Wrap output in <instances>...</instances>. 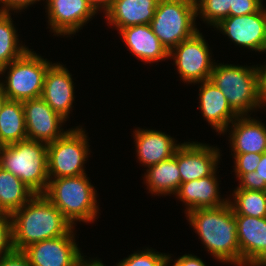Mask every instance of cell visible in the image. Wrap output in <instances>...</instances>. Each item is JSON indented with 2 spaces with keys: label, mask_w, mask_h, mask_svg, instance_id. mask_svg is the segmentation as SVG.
I'll list each match as a JSON object with an SVG mask.
<instances>
[{
  "label": "cell",
  "mask_w": 266,
  "mask_h": 266,
  "mask_svg": "<svg viewBox=\"0 0 266 266\" xmlns=\"http://www.w3.org/2000/svg\"><path fill=\"white\" fill-rule=\"evenodd\" d=\"M27 139L22 102L7 100L0 112V143L10 145Z\"/></svg>",
  "instance_id": "cb8c5ba5"
},
{
  "label": "cell",
  "mask_w": 266,
  "mask_h": 266,
  "mask_svg": "<svg viewBox=\"0 0 266 266\" xmlns=\"http://www.w3.org/2000/svg\"><path fill=\"white\" fill-rule=\"evenodd\" d=\"M260 259H266V253Z\"/></svg>",
  "instance_id": "ee69618b"
},
{
  "label": "cell",
  "mask_w": 266,
  "mask_h": 266,
  "mask_svg": "<svg viewBox=\"0 0 266 266\" xmlns=\"http://www.w3.org/2000/svg\"><path fill=\"white\" fill-rule=\"evenodd\" d=\"M34 195L20 178L0 166V204L8 214L19 210Z\"/></svg>",
  "instance_id": "d4e9b609"
},
{
  "label": "cell",
  "mask_w": 266,
  "mask_h": 266,
  "mask_svg": "<svg viewBox=\"0 0 266 266\" xmlns=\"http://www.w3.org/2000/svg\"><path fill=\"white\" fill-rule=\"evenodd\" d=\"M159 0H113L105 13L107 23L120 29L150 24Z\"/></svg>",
  "instance_id": "7402d4cb"
},
{
  "label": "cell",
  "mask_w": 266,
  "mask_h": 266,
  "mask_svg": "<svg viewBox=\"0 0 266 266\" xmlns=\"http://www.w3.org/2000/svg\"><path fill=\"white\" fill-rule=\"evenodd\" d=\"M171 255H166L163 266H169L170 262L173 260L171 259ZM172 266H182L177 260H175L174 264Z\"/></svg>",
  "instance_id": "ab89813d"
},
{
  "label": "cell",
  "mask_w": 266,
  "mask_h": 266,
  "mask_svg": "<svg viewBox=\"0 0 266 266\" xmlns=\"http://www.w3.org/2000/svg\"><path fill=\"white\" fill-rule=\"evenodd\" d=\"M82 266H105L101 260L99 259H90V260H85L83 263H82Z\"/></svg>",
  "instance_id": "f35d334b"
},
{
  "label": "cell",
  "mask_w": 266,
  "mask_h": 266,
  "mask_svg": "<svg viewBox=\"0 0 266 266\" xmlns=\"http://www.w3.org/2000/svg\"><path fill=\"white\" fill-rule=\"evenodd\" d=\"M132 55L145 63L169 60V51L153 33L150 24L129 26L119 30Z\"/></svg>",
  "instance_id": "ffe728a7"
},
{
  "label": "cell",
  "mask_w": 266,
  "mask_h": 266,
  "mask_svg": "<svg viewBox=\"0 0 266 266\" xmlns=\"http://www.w3.org/2000/svg\"><path fill=\"white\" fill-rule=\"evenodd\" d=\"M0 166L20 178L35 194H44L49 184L47 144L23 140L2 147Z\"/></svg>",
  "instance_id": "5b68a950"
},
{
  "label": "cell",
  "mask_w": 266,
  "mask_h": 266,
  "mask_svg": "<svg viewBox=\"0 0 266 266\" xmlns=\"http://www.w3.org/2000/svg\"><path fill=\"white\" fill-rule=\"evenodd\" d=\"M144 183L151 194L162 196L178 191L181 184V175L178 169V148L174 156L148 167L144 173Z\"/></svg>",
  "instance_id": "603a6c76"
},
{
  "label": "cell",
  "mask_w": 266,
  "mask_h": 266,
  "mask_svg": "<svg viewBox=\"0 0 266 266\" xmlns=\"http://www.w3.org/2000/svg\"><path fill=\"white\" fill-rule=\"evenodd\" d=\"M201 142H184L178 147L181 183L201 179L217 171L220 149Z\"/></svg>",
  "instance_id": "5bb4252c"
},
{
  "label": "cell",
  "mask_w": 266,
  "mask_h": 266,
  "mask_svg": "<svg viewBox=\"0 0 266 266\" xmlns=\"http://www.w3.org/2000/svg\"><path fill=\"white\" fill-rule=\"evenodd\" d=\"M233 0H195L196 13L210 26L219 24L223 19L229 17L230 6Z\"/></svg>",
  "instance_id": "83f0119b"
},
{
  "label": "cell",
  "mask_w": 266,
  "mask_h": 266,
  "mask_svg": "<svg viewBox=\"0 0 266 266\" xmlns=\"http://www.w3.org/2000/svg\"><path fill=\"white\" fill-rule=\"evenodd\" d=\"M209 79L222 91L238 116L249 115L263 107L257 65L247 67L215 62Z\"/></svg>",
  "instance_id": "277c9868"
},
{
  "label": "cell",
  "mask_w": 266,
  "mask_h": 266,
  "mask_svg": "<svg viewBox=\"0 0 266 266\" xmlns=\"http://www.w3.org/2000/svg\"><path fill=\"white\" fill-rule=\"evenodd\" d=\"M14 250L66 235L73 225L44 195L35 194L19 210L11 214Z\"/></svg>",
  "instance_id": "7a4b0ae2"
},
{
  "label": "cell",
  "mask_w": 266,
  "mask_h": 266,
  "mask_svg": "<svg viewBox=\"0 0 266 266\" xmlns=\"http://www.w3.org/2000/svg\"><path fill=\"white\" fill-rule=\"evenodd\" d=\"M88 141L84 128L78 126L47 144L49 180L86 174L84 164L90 155Z\"/></svg>",
  "instance_id": "ba28073f"
},
{
  "label": "cell",
  "mask_w": 266,
  "mask_h": 266,
  "mask_svg": "<svg viewBox=\"0 0 266 266\" xmlns=\"http://www.w3.org/2000/svg\"><path fill=\"white\" fill-rule=\"evenodd\" d=\"M196 17L195 0H159L150 26L170 51L199 31Z\"/></svg>",
  "instance_id": "52a82bcc"
},
{
  "label": "cell",
  "mask_w": 266,
  "mask_h": 266,
  "mask_svg": "<svg viewBox=\"0 0 266 266\" xmlns=\"http://www.w3.org/2000/svg\"><path fill=\"white\" fill-rule=\"evenodd\" d=\"M236 188L256 191H266V152L261 154V160L255 171L242 174Z\"/></svg>",
  "instance_id": "f1b7e54d"
},
{
  "label": "cell",
  "mask_w": 266,
  "mask_h": 266,
  "mask_svg": "<svg viewBox=\"0 0 266 266\" xmlns=\"http://www.w3.org/2000/svg\"><path fill=\"white\" fill-rule=\"evenodd\" d=\"M216 171L205 178L181 183L176 198L185 203V213L200 208H215L228 202L221 199Z\"/></svg>",
  "instance_id": "44dd1931"
},
{
  "label": "cell",
  "mask_w": 266,
  "mask_h": 266,
  "mask_svg": "<svg viewBox=\"0 0 266 266\" xmlns=\"http://www.w3.org/2000/svg\"><path fill=\"white\" fill-rule=\"evenodd\" d=\"M48 28L54 36L78 33L97 14L87 0H46Z\"/></svg>",
  "instance_id": "4fadbf2b"
},
{
  "label": "cell",
  "mask_w": 266,
  "mask_h": 266,
  "mask_svg": "<svg viewBox=\"0 0 266 266\" xmlns=\"http://www.w3.org/2000/svg\"><path fill=\"white\" fill-rule=\"evenodd\" d=\"M51 64L49 60L28 49L21 57L0 68L1 76L7 71L6 79H0V90L8 100L23 102L40 98L45 73Z\"/></svg>",
  "instance_id": "8992f818"
},
{
  "label": "cell",
  "mask_w": 266,
  "mask_h": 266,
  "mask_svg": "<svg viewBox=\"0 0 266 266\" xmlns=\"http://www.w3.org/2000/svg\"><path fill=\"white\" fill-rule=\"evenodd\" d=\"M215 27L239 47L259 53L266 50V8L264 6L256 13L229 16Z\"/></svg>",
  "instance_id": "8fae6325"
},
{
  "label": "cell",
  "mask_w": 266,
  "mask_h": 266,
  "mask_svg": "<svg viewBox=\"0 0 266 266\" xmlns=\"http://www.w3.org/2000/svg\"><path fill=\"white\" fill-rule=\"evenodd\" d=\"M67 68L58 63H52L44 77L41 98L64 119L69 118L74 102L73 77Z\"/></svg>",
  "instance_id": "9a60e30c"
},
{
  "label": "cell",
  "mask_w": 266,
  "mask_h": 266,
  "mask_svg": "<svg viewBox=\"0 0 266 266\" xmlns=\"http://www.w3.org/2000/svg\"><path fill=\"white\" fill-rule=\"evenodd\" d=\"M14 251L11 214H0V257Z\"/></svg>",
  "instance_id": "4dcf8cb0"
},
{
  "label": "cell",
  "mask_w": 266,
  "mask_h": 266,
  "mask_svg": "<svg viewBox=\"0 0 266 266\" xmlns=\"http://www.w3.org/2000/svg\"><path fill=\"white\" fill-rule=\"evenodd\" d=\"M10 13H0V68L21 57L29 48L19 43Z\"/></svg>",
  "instance_id": "484cf974"
},
{
  "label": "cell",
  "mask_w": 266,
  "mask_h": 266,
  "mask_svg": "<svg viewBox=\"0 0 266 266\" xmlns=\"http://www.w3.org/2000/svg\"><path fill=\"white\" fill-rule=\"evenodd\" d=\"M263 0H233L229 16H242L258 12L263 7Z\"/></svg>",
  "instance_id": "d6a6232c"
},
{
  "label": "cell",
  "mask_w": 266,
  "mask_h": 266,
  "mask_svg": "<svg viewBox=\"0 0 266 266\" xmlns=\"http://www.w3.org/2000/svg\"><path fill=\"white\" fill-rule=\"evenodd\" d=\"M86 174L52 178L44 195L73 225L75 222L91 223L99 213L97 191Z\"/></svg>",
  "instance_id": "3957f363"
},
{
  "label": "cell",
  "mask_w": 266,
  "mask_h": 266,
  "mask_svg": "<svg viewBox=\"0 0 266 266\" xmlns=\"http://www.w3.org/2000/svg\"><path fill=\"white\" fill-rule=\"evenodd\" d=\"M27 139L49 144L67 131L62 125L67 120L56 113L41 97L22 102Z\"/></svg>",
  "instance_id": "7c38bea8"
},
{
  "label": "cell",
  "mask_w": 266,
  "mask_h": 266,
  "mask_svg": "<svg viewBox=\"0 0 266 266\" xmlns=\"http://www.w3.org/2000/svg\"><path fill=\"white\" fill-rule=\"evenodd\" d=\"M240 266H253L266 253V217L235 216Z\"/></svg>",
  "instance_id": "2e32d148"
},
{
  "label": "cell",
  "mask_w": 266,
  "mask_h": 266,
  "mask_svg": "<svg viewBox=\"0 0 266 266\" xmlns=\"http://www.w3.org/2000/svg\"><path fill=\"white\" fill-rule=\"evenodd\" d=\"M231 124L224 133L231 130L228 137L232 154L266 152V125L262 121L244 115L238 116Z\"/></svg>",
  "instance_id": "e0dca14e"
},
{
  "label": "cell",
  "mask_w": 266,
  "mask_h": 266,
  "mask_svg": "<svg viewBox=\"0 0 266 266\" xmlns=\"http://www.w3.org/2000/svg\"><path fill=\"white\" fill-rule=\"evenodd\" d=\"M74 229L64 236L33 243L22 252L31 266H82L86 259L75 242Z\"/></svg>",
  "instance_id": "30bf717a"
},
{
  "label": "cell",
  "mask_w": 266,
  "mask_h": 266,
  "mask_svg": "<svg viewBox=\"0 0 266 266\" xmlns=\"http://www.w3.org/2000/svg\"><path fill=\"white\" fill-rule=\"evenodd\" d=\"M186 214L204 248L217 261L240 266L237 222L229 202L215 208H200Z\"/></svg>",
  "instance_id": "6da1fadb"
},
{
  "label": "cell",
  "mask_w": 266,
  "mask_h": 266,
  "mask_svg": "<svg viewBox=\"0 0 266 266\" xmlns=\"http://www.w3.org/2000/svg\"><path fill=\"white\" fill-rule=\"evenodd\" d=\"M233 193L228 202L235 216L266 217V191L236 188Z\"/></svg>",
  "instance_id": "4316f807"
},
{
  "label": "cell",
  "mask_w": 266,
  "mask_h": 266,
  "mask_svg": "<svg viewBox=\"0 0 266 266\" xmlns=\"http://www.w3.org/2000/svg\"><path fill=\"white\" fill-rule=\"evenodd\" d=\"M0 214H8V213L2 208L1 204H0Z\"/></svg>",
  "instance_id": "7bdbcfd3"
},
{
  "label": "cell",
  "mask_w": 266,
  "mask_h": 266,
  "mask_svg": "<svg viewBox=\"0 0 266 266\" xmlns=\"http://www.w3.org/2000/svg\"><path fill=\"white\" fill-rule=\"evenodd\" d=\"M41 0H0V13H11L13 12H21L26 9L28 6L33 5L36 2ZM44 1V0H43ZM21 10V11H20Z\"/></svg>",
  "instance_id": "836d02e7"
},
{
  "label": "cell",
  "mask_w": 266,
  "mask_h": 266,
  "mask_svg": "<svg viewBox=\"0 0 266 266\" xmlns=\"http://www.w3.org/2000/svg\"><path fill=\"white\" fill-rule=\"evenodd\" d=\"M0 266H31L22 251L14 250L12 253L0 257Z\"/></svg>",
  "instance_id": "e575fe53"
},
{
  "label": "cell",
  "mask_w": 266,
  "mask_h": 266,
  "mask_svg": "<svg viewBox=\"0 0 266 266\" xmlns=\"http://www.w3.org/2000/svg\"><path fill=\"white\" fill-rule=\"evenodd\" d=\"M133 132L137 159L145 167L172 158L181 145V143L177 144L176 139L162 131L138 127Z\"/></svg>",
  "instance_id": "ac0fdd59"
},
{
  "label": "cell",
  "mask_w": 266,
  "mask_h": 266,
  "mask_svg": "<svg viewBox=\"0 0 266 266\" xmlns=\"http://www.w3.org/2000/svg\"><path fill=\"white\" fill-rule=\"evenodd\" d=\"M8 100L7 96L0 90V112L4 103Z\"/></svg>",
  "instance_id": "60d3db41"
},
{
  "label": "cell",
  "mask_w": 266,
  "mask_h": 266,
  "mask_svg": "<svg viewBox=\"0 0 266 266\" xmlns=\"http://www.w3.org/2000/svg\"><path fill=\"white\" fill-rule=\"evenodd\" d=\"M182 266H206L201 258L192 254H185L176 259Z\"/></svg>",
  "instance_id": "8d00e7d4"
},
{
  "label": "cell",
  "mask_w": 266,
  "mask_h": 266,
  "mask_svg": "<svg viewBox=\"0 0 266 266\" xmlns=\"http://www.w3.org/2000/svg\"><path fill=\"white\" fill-rule=\"evenodd\" d=\"M166 255L147 248L134 252L116 263V266H163Z\"/></svg>",
  "instance_id": "f546056e"
},
{
  "label": "cell",
  "mask_w": 266,
  "mask_h": 266,
  "mask_svg": "<svg viewBox=\"0 0 266 266\" xmlns=\"http://www.w3.org/2000/svg\"><path fill=\"white\" fill-rule=\"evenodd\" d=\"M259 72V84H260V97L262 101V106H266V63L264 65L258 66Z\"/></svg>",
  "instance_id": "d590c367"
},
{
  "label": "cell",
  "mask_w": 266,
  "mask_h": 266,
  "mask_svg": "<svg viewBox=\"0 0 266 266\" xmlns=\"http://www.w3.org/2000/svg\"><path fill=\"white\" fill-rule=\"evenodd\" d=\"M232 156L234 158V172L237 179L242 174L255 171L261 160V154L258 153L232 154Z\"/></svg>",
  "instance_id": "1f68e13d"
},
{
  "label": "cell",
  "mask_w": 266,
  "mask_h": 266,
  "mask_svg": "<svg viewBox=\"0 0 266 266\" xmlns=\"http://www.w3.org/2000/svg\"><path fill=\"white\" fill-rule=\"evenodd\" d=\"M196 84H201L199 109L202 116L218 132L217 134H224L238 115L231 109L222 91L210 79Z\"/></svg>",
  "instance_id": "d6986e66"
},
{
  "label": "cell",
  "mask_w": 266,
  "mask_h": 266,
  "mask_svg": "<svg viewBox=\"0 0 266 266\" xmlns=\"http://www.w3.org/2000/svg\"><path fill=\"white\" fill-rule=\"evenodd\" d=\"M93 9L98 13V10L106 13L113 3V0H87Z\"/></svg>",
  "instance_id": "74e56055"
},
{
  "label": "cell",
  "mask_w": 266,
  "mask_h": 266,
  "mask_svg": "<svg viewBox=\"0 0 266 266\" xmlns=\"http://www.w3.org/2000/svg\"><path fill=\"white\" fill-rule=\"evenodd\" d=\"M204 36L197 31L169 51L183 83H198L208 80L215 62Z\"/></svg>",
  "instance_id": "9c48e42d"
},
{
  "label": "cell",
  "mask_w": 266,
  "mask_h": 266,
  "mask_svg": "<svg viewBox=\"0 0 266 266\" xmlns=\"http://www.w3.org/2000/svg\"><path fill=\"white\" fill-rule=\"evenodd\" d=\"M2 147H3V145L0 143V152H1Z\"/></svg>",
  "instance_id": "f6af8a7d"
},
{
  "label": "cell",
  "mask_w": 266,
  "mask_h": 266,
  "mask_svg": "<svg viewBox=\"0 0 266 266\" xmlns=\"http://www.w3.org/2000/svg\"><path fill=\"white\" fill-rule=\"evenodd\" d=\"M253 266H266V259H259Z\"/></svg>",
  "instance_id": "b9f144b4"
}]
</instances>
